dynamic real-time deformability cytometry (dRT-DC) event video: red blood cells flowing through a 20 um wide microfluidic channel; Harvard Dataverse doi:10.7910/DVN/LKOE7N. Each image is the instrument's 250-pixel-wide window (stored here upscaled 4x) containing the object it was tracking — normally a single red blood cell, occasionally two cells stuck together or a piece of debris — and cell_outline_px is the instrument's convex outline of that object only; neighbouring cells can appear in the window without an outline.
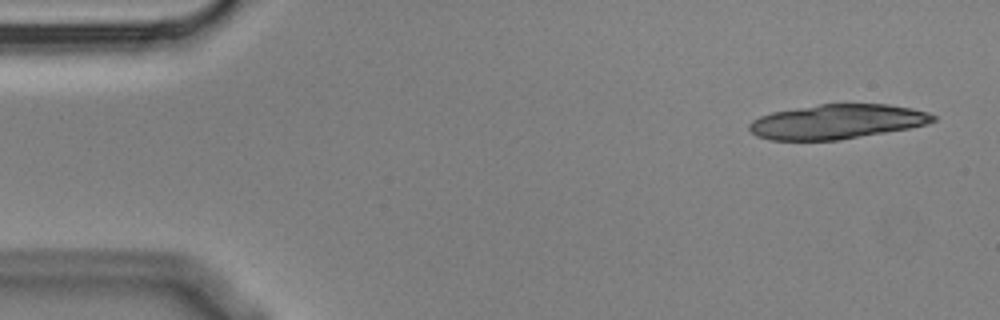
{"species": "Egyptian fruit bat (a non-hibernating species)", "species_latin": "Rousettus aegyptiacus", "temperature_condition": "cold", "stored_images_in_passage": 14, "camera_frame_rate_fps": 3000, "um_per_image_px": 0.085, "animal": {"sex": "male"}, "frame": {"image": 1, "passage_image": 1, "time_ms": 0.0, "image_size_px": [1000, 320], "cell_outline_px": [[936, 120], [928, 124], [908, 128], [836, 140], [768, 140], [756, 136], [748, 128], [748, 124], [752, 120], [760, 116], [772, 112], [820, 104], [888, 104], [912, 108], [928, 112], [936, 116]], "centroid_in_image_um": [71.13, 10.34], "position_along_channel_um": 13.9, "area_um2": 36.88}}
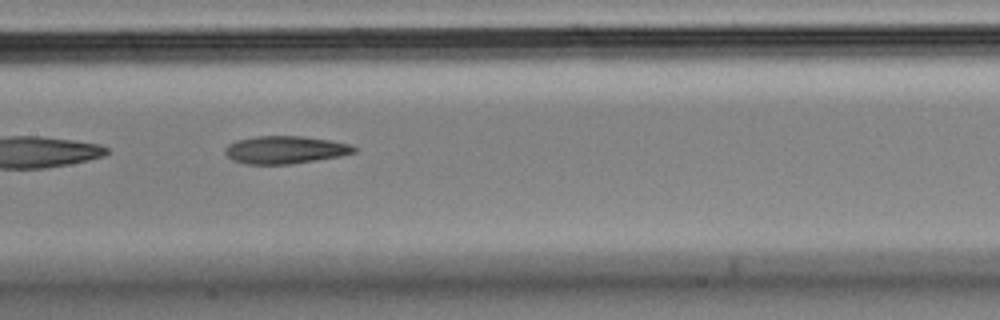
{"frame": {"image": 2, "passage_image": 7, "time_ms": 2.0, "image_size_px": [1000, 320], "cell_outline_px": [[356, 152], [340, 156], [292, 164], [248, 164], [232, 160], [224, 152], [224, 148], [228, 144], [236, 140], [256, 136], [300, 136], [328, 140], [352, 144], [356, 148]], "centroid_in_image_um": [24.22, 12.73], "position_along_channel_um": 183.2, "area_um2": 20.81}}
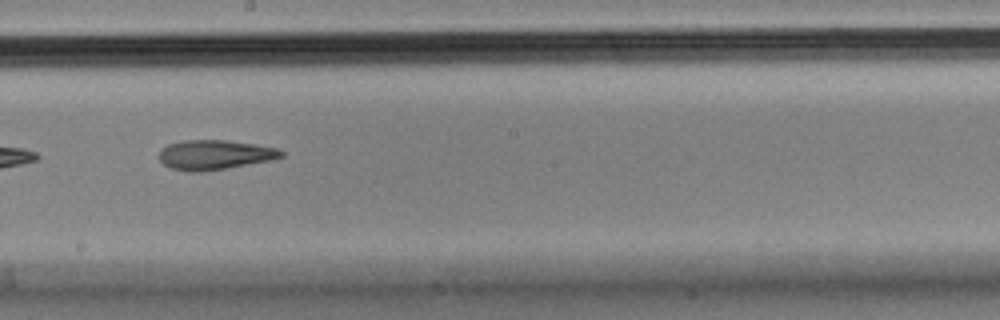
{"frame": {"image": 3, "passage_image": 8, "time_ms": 2.333, "image_size_px": [1000, 320], "cell_outline_px": [[284, 156], [276, 160], [200, 172], [188, 172], [168, 168], [160, 160], [160, 148], [168, 144], [184, 140], [228, 140], [256, 144], [276, 148], [284, 152]], "centroid_in_image_um": [18.27, 13.16], "position_along_channel_um": 229.9, "area_um2": 21.39}}